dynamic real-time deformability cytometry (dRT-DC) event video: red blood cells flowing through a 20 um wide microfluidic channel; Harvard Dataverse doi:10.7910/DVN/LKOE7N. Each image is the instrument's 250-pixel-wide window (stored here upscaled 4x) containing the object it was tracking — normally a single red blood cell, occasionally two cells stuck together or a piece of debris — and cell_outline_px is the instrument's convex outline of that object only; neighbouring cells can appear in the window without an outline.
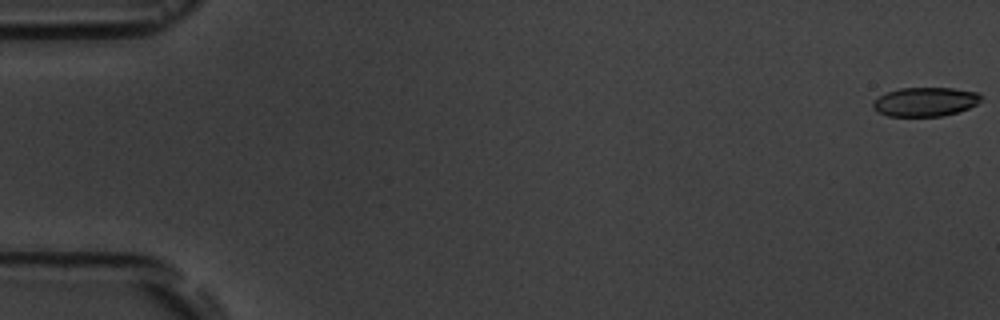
{"species": "common noctule bat (a hibernating species)", "species_latin": "Nyctalus noctula", "temperature_condition": "room temperature", "stored_images_in_passage": 8, "camera_frame_rate_fps": 3000, "um_per_image_px": 0.085, "animal": {"sex": "male", "body_mass_g": 19.5, "forearm_length_mm": 54.6}, "frame": {"image": 1, "passage_image": 1, "time_ms": 0.0, "image_size_px": [1000, 320], "cell_outline_px": [[980, 100], [976, 104], [968, 108], [956, 112], [940, 116], [888, 116], [876, 112], [872, 108], [872, 104], [880, 96], [888, 92], [900, 88], [952, 88], [980, 92]], "centroid_in_image_um": [78.63, 8.65], "position_along_channel_um": 6.4, "area_um2": 18.15}}
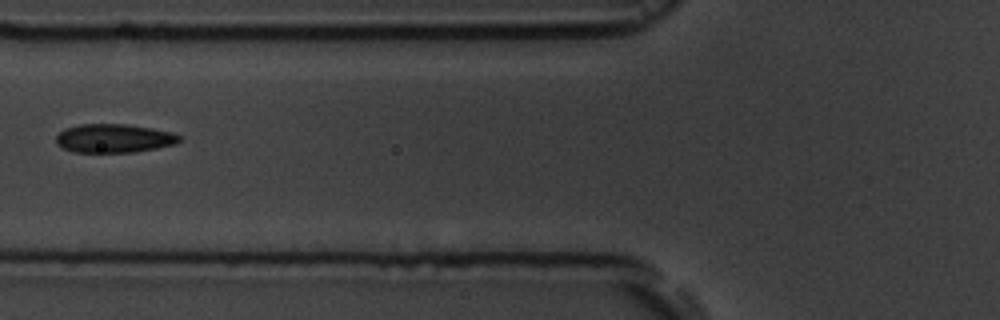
{"frame": {"image": 2, "passage_image": 7, "time_ms": 7.0, "image_size_px": [1000, 320], "cell_outline_px": [[180, 140], [176, 144], [136, 152], [72, 152], [56, 144], [56, 136], [64, 128], [80, 124], [128, 124], [152, 128], [172, 132], [180, 136]], "centroid_in_image_um": [9.68, 11.75], "position_along_channel_um": 116.1, "area_um2": 20.69}}
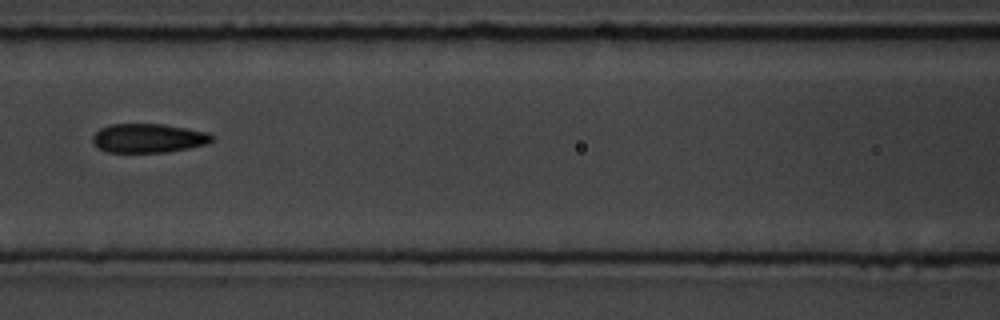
{"frame": {"image": 3, "passage_image": 8, "time_ms": 8.0, "image_size_px": [1000, 320], "cell_outline_px": [[216, 140], [208, 144], [168, 152], [108, 152], [100, 148], [92, 140], [92, 136], [100, 128], [108, 124], [164, 124], [188, 128], [208, 132], [216, 136]], "centroid_in_image_um": [12.69, 11.73], "position_along_channel_um": 153.9, "area_um2": 20.4}}